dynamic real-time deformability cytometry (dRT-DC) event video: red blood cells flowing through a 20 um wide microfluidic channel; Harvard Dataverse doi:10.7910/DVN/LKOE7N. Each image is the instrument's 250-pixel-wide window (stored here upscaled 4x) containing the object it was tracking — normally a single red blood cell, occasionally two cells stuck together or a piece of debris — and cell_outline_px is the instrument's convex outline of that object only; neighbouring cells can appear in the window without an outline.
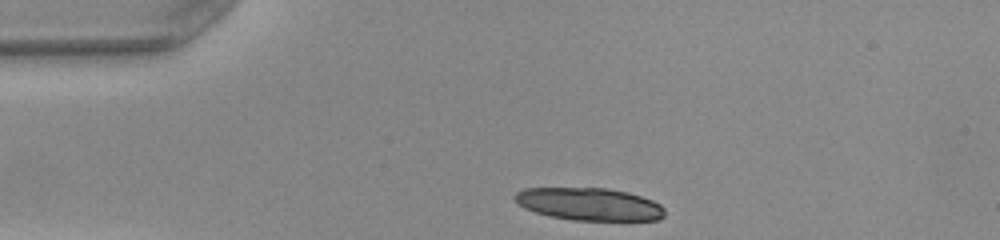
{"species": "common noctule bat (a hibernating species)", "species_latin": "Nyctalus noctula", "temperature_condition": "warm", "stored_images_in_passage": 30, "camera_frame_rate_fps": 3000, "um_per_image_px": 0.085, "animal": {"sex": "female", "body_mass_g": 22.0, "forearm_length_mm": 56.7}, "frame": {"image": 1, "passage_image": 1, "time_ms": 0.0, "image_size_px": [1000, 240], "cell_outline_px": [[664, 216], [660, 220], [572, 220], [548, 216], [524, 208], [512, 196], [516, 192], [524, 188], [604, 188], [628, 192], [652, 200], [660, 204], [664, 208]], "centroid_in_image_um": [50.08, 17.35], "position_along_channel_um": 34.9, "area_um2": 28.44}, "authors_computed_cell_mechanics": {"area_um2": 17.6001, "velocity_mm_per_s": 4.0423, "shape_relaxation_time_tau1_ms": 1.0786, "shape_relaxation_time_tau2_ms": 1.2195, "deformation_change_tau1": 0.2977, "deformation_change_tau2": 0.0461}}